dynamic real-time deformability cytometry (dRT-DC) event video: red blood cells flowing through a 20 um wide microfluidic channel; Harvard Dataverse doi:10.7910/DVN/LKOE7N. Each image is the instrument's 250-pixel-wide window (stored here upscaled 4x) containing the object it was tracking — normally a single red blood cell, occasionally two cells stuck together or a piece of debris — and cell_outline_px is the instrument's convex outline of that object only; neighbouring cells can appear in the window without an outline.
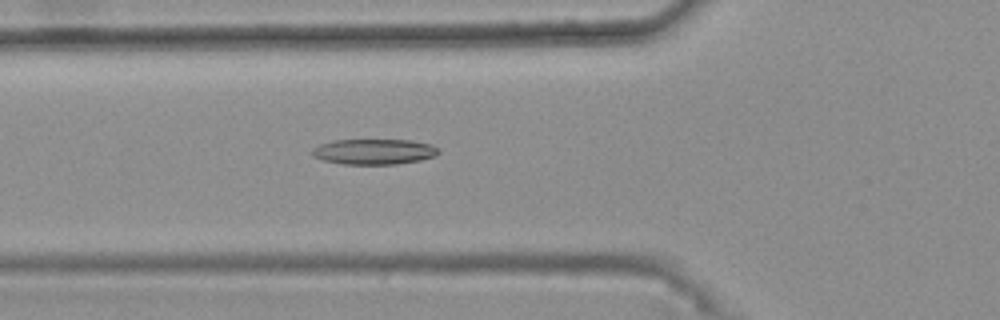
{"species": "common noctule bat (a hibernating species)", "species_latin": "Nyctalus noctula", "temperature_condition": "warm", "stored_images_in_passage": 48, "camera_frame_rate_fps": 3000, "um_per_image_px": 0.085, "animal": {"sex": "female", "body_mass_g": 25.1}, "frame": {"image": 1, "passage_image": 20, "time_ms": 6.333, "image_size_px": [1000, 320], "cell_outline_px": [[440, 152], [436, 156], [420, 160], [396, 164], [344, 164], [324, 160], [312, 156], [312, 148], [320, 144], [332, 140], [412, 140], [432, 144], [440, 148]], "centroid_in_image_um": [31.83, 12.88], "position_along_channel_um": 94.0, "area_um2": 18.9}}
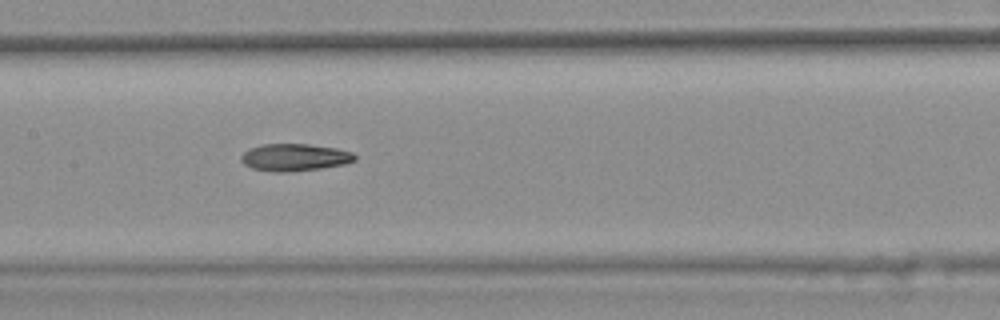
{"frame": {"image": 2, "passage_image": 27, "time_ms": 8.667, "image_size_px": [1000, 320], "cell_outline_px": [[356, 160], [344, 164], [320, 168], [284, 172], [276, 172], [252, 168], [244, 164], [240, 160], [240, 156], [248, 148], [260, 144], [308, 144], [336, 148], [352, 152], [356, 156]], "centroid_in_image_um": [25.01, 13.36], "position_along_channel_um": 182.4, "area_um2": 18.03}}
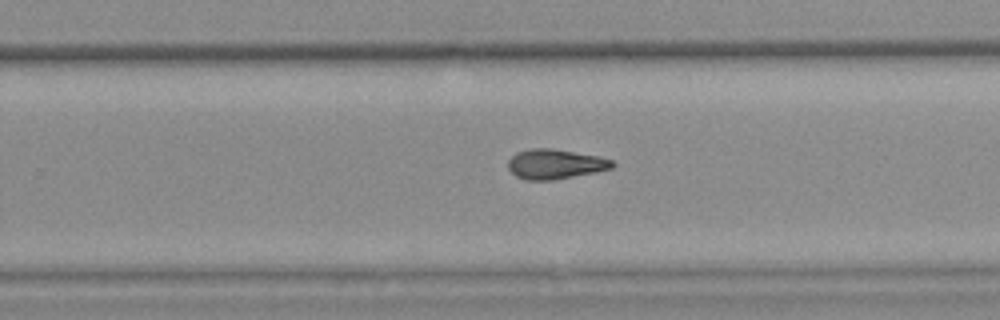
{"frame": {"image": 3, "passage_image": 35, "time_ms": 11.333, "image_size_px": [1000, 320], "cell_outline_px": [[616, 164], [612, 168], [596, 172], [552, 180], [528, 180], [516, 176], [508, 168], [508, 160], [516, 152], [532, 148], [552, 148], [600, 156], [612, 160]], "centroid_in_image_um": [47.2, 13.94], "position_along_channel_um": 282.6, "area_um2": 18.15}, "authors_computed_cell_mechanics": {"area_um2": 18.3804, "velocity_mm_per_s": 3.773, "shape_relaxation_time_tau1_ms": null, "shape_relaxation_time_tau2_ms": 7.8505, "deformation_change_tau1": null, "deformation_change_tau2": 0.1751}}